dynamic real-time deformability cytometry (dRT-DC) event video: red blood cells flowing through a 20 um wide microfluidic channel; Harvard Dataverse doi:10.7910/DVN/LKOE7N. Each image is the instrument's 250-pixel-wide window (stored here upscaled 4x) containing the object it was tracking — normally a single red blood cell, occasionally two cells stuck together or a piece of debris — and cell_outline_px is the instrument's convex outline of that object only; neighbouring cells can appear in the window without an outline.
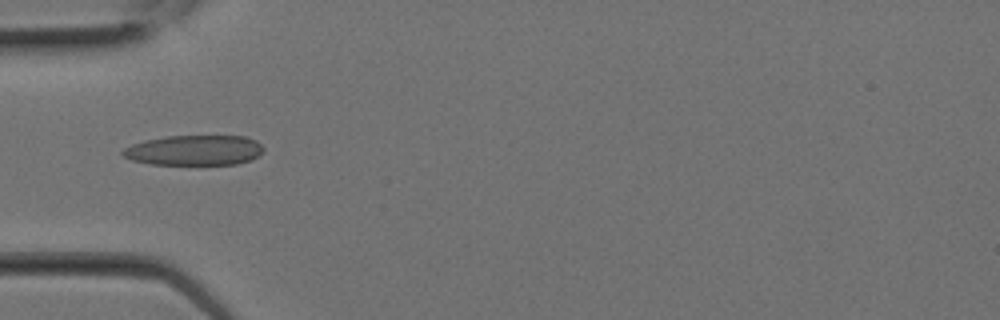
{"species": "Egyptian fruit bat (a non-hibernating species)", "species_latin": "Rousettus aegyptiacus", "temperature_condition": "room temperature", "stored_images_in_passage": 8, "camera_frame_rate_fps": 3000, "um_per_image_px": 0.085, "animal": {"sex": "female"}, "frame": {"image": 1, "passage_image": 7, "time_ms": 2.0, "image_size_px": [1000, 320], "cell_outline_px": [[264, 152], [260, 156], [252, 160], [236, 164], [148, 164], [132, 160], [124, 156], [120, 152], [124, 148], [132, 144], [144, 140], [168, 136], [244, 136], [256, 140], [264, 148]], "centroid_in_image_um": [16.54, 12.77], "position_along_channel_um": 68.5, "area_um2": 24.91}}